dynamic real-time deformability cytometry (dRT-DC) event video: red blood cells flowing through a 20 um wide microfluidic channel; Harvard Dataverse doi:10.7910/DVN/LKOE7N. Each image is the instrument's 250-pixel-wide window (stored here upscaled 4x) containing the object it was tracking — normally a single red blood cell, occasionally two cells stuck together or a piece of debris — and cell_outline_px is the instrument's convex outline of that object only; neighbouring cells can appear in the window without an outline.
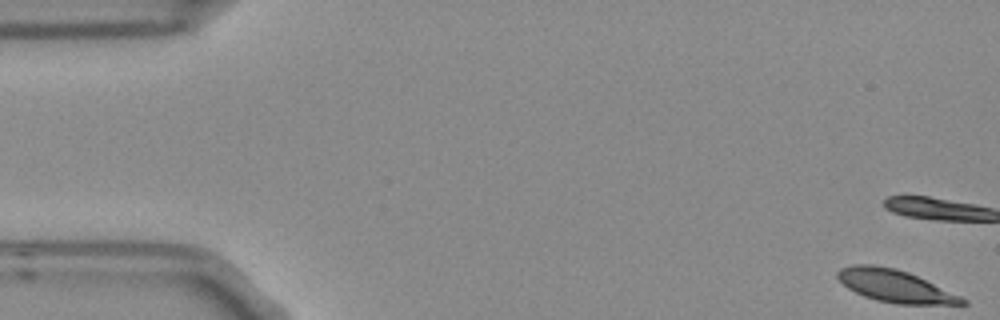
{"species": "Egyptian fruit bat (a non-hibernating species)", "species_latin": "Rousettus aegyptiacus", "temperature_condition": "room temperature", "stored_images_in_passage": 6, "camera_frame_rate_fps": 3000, "um_per_image_px": 0.085, "frame": {"image": 1, "passage_image": 1, "time_ms": 0.0, "image_size_px": [1000, 320], "cell_outline_px": [[968, 304], [896, 304], [876, 300], [864, 296], [848, 288], [836, 276], [836, 272], [840, 268], [852, 264], [872, 264], [896, 268], [908, 272], [960, 296], [968, 300]], "centroid_in_image_um": [76.04, 24.3], "position_along_channel_um": 9.0, "area_um2": 23.35}}